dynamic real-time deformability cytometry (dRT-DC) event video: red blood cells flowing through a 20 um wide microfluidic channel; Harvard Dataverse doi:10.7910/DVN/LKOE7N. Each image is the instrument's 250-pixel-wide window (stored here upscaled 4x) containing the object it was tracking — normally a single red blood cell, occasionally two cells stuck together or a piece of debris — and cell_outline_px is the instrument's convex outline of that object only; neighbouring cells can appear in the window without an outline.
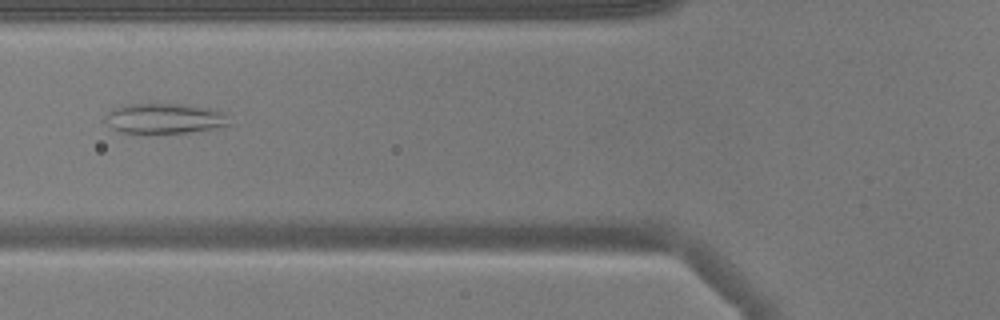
{"species": "common noctule bat (a hibernating species)", "species_latin": "Nyctalus noctula", "temperature_condition": "warm", "stored_images_in_passage": 49, "camera_frame_rate_fps": 3000, "um_per_image_px": 0.085, "animal": {"sex": "male", "body_mass_g": 17.9}, "frame": {"image": 1, "passage_image": 20, "time_ms": 6.333, "image_size_px": [1000, 320], "cell_outline_px": [[228, 124], [212, 128], [188, 132], [120, 132], [112, 128], [104, 120], [108, 112], [112, 108], [120, 104], [188, 104], [208, 108], [224, 112]], "centroid_in_image_um": [13.91, 10.04], "position_along_channel_um": 111.9, "area_um2": 21.44}}
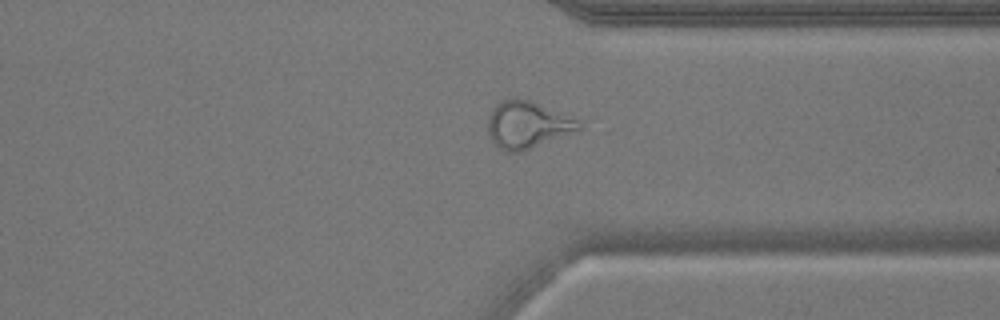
{"frame": {"image": 2, "passage_image": 40, "time_ms": 13.0, "image_size_px": [1000, 320], "cell_outline_px": [[584, 128], [528, 148], [516, 152], [508, 152], [500, 148], [492, 140], [488, 132], [488, 116], [492, 108], [496, 104], [512, 96], [516, 96], [540, 104], [580, 120]], "centroid_in_image_um": [44.81, 10.56], "position_along_channel_um": 366.6, "area_um2": 24.62}}
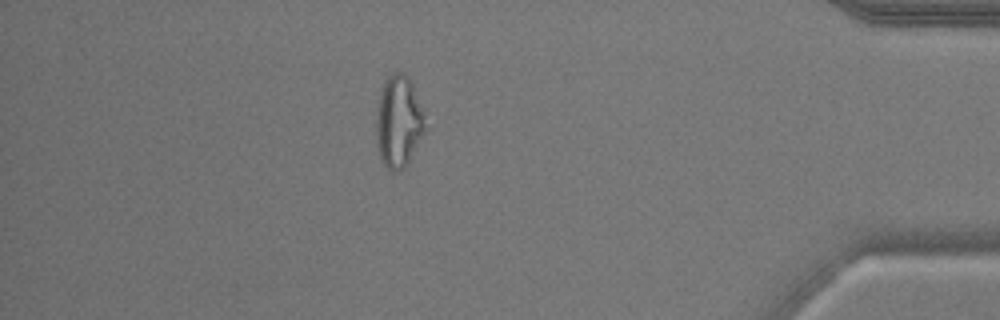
{"frame": {"image": 3, "passage_image": 46, "time_ms": 15.0, "image_size_px": [1000, 320], "cell_outline_px": [[428, 128], [404, 168], [396, 172], [392, 172], [384, 164], [380, 156], [376, 136], [376, 120], [380, 92], [384, 80], [392, 72], [404, 72], [408, 76], [412, 84], [424, 112]], "centroid_in_image_um": [33.91, 10.32], "position_along_channel_um": 401.3, "area_um2": 26.41}, "authors_computed_cell_mechanics": {"area_um2": 25.8366, "velocity_mm_per_s": 3.8297, "shape_relaxation_time_tau1_ms": null, "shape_relaxation_time_tau2_ms": 1.3973, "deformation_change_tau1": null, "deformation_change_tau2": 0.1004}}